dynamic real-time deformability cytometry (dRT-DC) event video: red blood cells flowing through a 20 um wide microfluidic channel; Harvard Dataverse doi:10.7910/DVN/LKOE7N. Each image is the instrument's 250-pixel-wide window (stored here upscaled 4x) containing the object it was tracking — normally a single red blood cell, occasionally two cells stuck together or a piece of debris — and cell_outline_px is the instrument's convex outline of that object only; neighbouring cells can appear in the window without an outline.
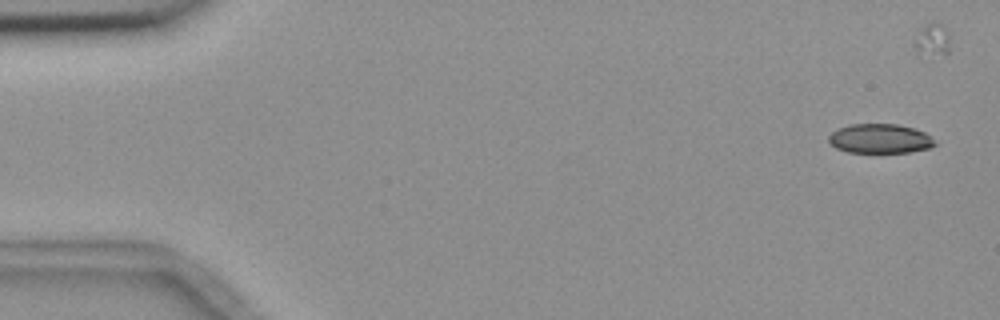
{"species": "common noctule bat (a hibernating species)", "species_latin": "Nyctalus noctula", "temperature_condition": "room temperature", "stored_images_in_passage": 6, "camera_frame_rate_fps": 3000, "um_per_image_px": 0.085, "animal": {"sex": "female", "body_mass_g": 18.4}, "frame": {"image": 1, "passage_image": 1, "time_ms": 0.0, "image_size_px": [1000, 320], "cell_outline_px": [[936, 144], [928, 148], [908, 152], [848, 152], [836, 148], [828, 140], [828, 136], [836, 128], [848, 124], [896, 124], [912, 128], [924, 132]], "centroid_in_image_um": [74.73, 11.77], "position_along_channel_um": 10.3, "area_um2": 17.98}}
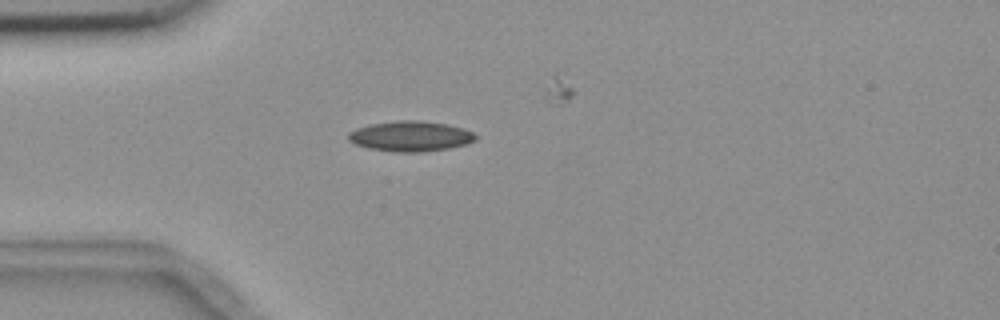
{"frame": {"image": 2, "passage_image": 5, "time_ms": 4.333, "image_size_px": [1000, 320], "cell_outline_px": [[476, 140], [468, 144], [448, 148], [420, 152], [396, 152], [368, 148], [356, 144], [348, 140], [348, 132], [356, 128], [372, 124], [396, 120], [420, 120], [448, 124], [464, 128], [472, 132], [476, 136]], "centroid_in_image_um": [34.9, 11.57], "position_along_channel_um": 50.1, "area_um2": 22.54}}